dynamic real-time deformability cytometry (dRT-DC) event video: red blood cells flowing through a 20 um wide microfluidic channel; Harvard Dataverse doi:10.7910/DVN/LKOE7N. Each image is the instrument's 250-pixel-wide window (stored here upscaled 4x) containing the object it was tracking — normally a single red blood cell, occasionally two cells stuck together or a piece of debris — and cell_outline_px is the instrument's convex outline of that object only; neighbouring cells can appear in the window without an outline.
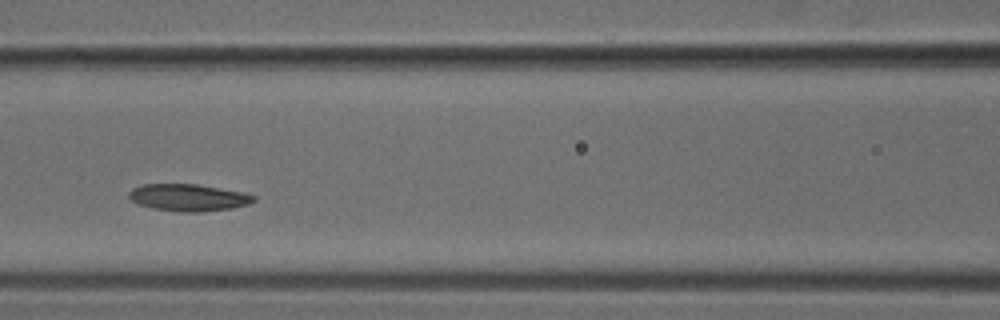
{"species": "common noctule bat (a hibernating species)", "species_latin": "Nyctalus noctula", "temperature_condition": "cold", "stored_images_in_passage": 5, "camera_frame_rate_fps": 3000, "um_per_image_px": 0.085, "animal": {"sex": "male", "body_mass_g": 18.8}, "frame": {"image": 1, "passage_image": 4, "time_ms": 1.0, "image_size_px": [1000, 320], "cell_outline_px": [[256, 200], [248, 204], [232, 208], [200, 212], [180, 212], [152, 208], [140, 204], [132, 200], [128, 196], [128, 192], [132, 188], [140, 184], [196, 184], [244, 192], [256, 196]], "centroid_in_image_um": [16.01, 16.78], "position_along_channel_um": 150.6, "area_um2": 19.71}}